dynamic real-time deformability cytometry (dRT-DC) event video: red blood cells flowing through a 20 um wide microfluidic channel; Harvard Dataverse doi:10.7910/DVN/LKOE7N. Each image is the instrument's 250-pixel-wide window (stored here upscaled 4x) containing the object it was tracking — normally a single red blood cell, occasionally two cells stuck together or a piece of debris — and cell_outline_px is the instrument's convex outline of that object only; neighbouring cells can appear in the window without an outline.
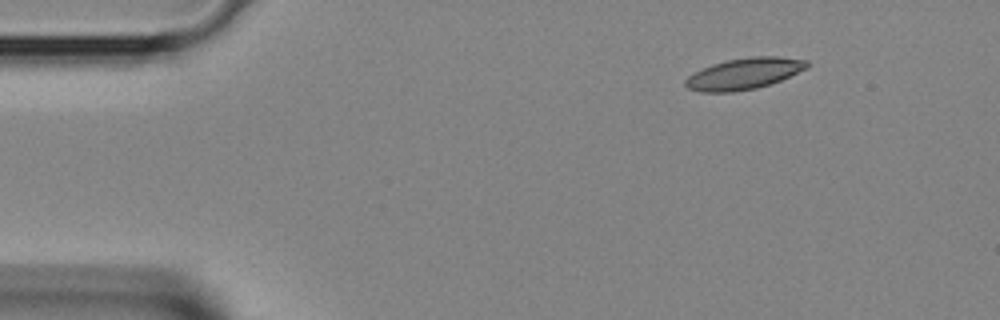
{"species": "Egyptian fruit bat (a non-hibernating species)", "species_latin": "Rousettus aegyptiacus", "temperature_condition": "room temperature", "stored_images_in_passage": 3, "camera_frame_rate_fps": 3000, "um_per_image_px": 0.085, "animal": {"sex": "female"}, "frame": {"image": 1, "passage_image": 1, "time_ms": 0.0, "image_size_px": [1000, 320], "cell_outline_px": [[808, 68], [772, 84], [756, 88], [732, 92], [700, 92], [688, 88], [684, 84], [684, 80], [688, 76], [712, 64], [728, 60], [752, 56], [776, 56], [808, 60]], "centroid_in_image_um": [63.27, 6.26], "position_along_channel_um": 21.7, "area_um2": 22.14}}
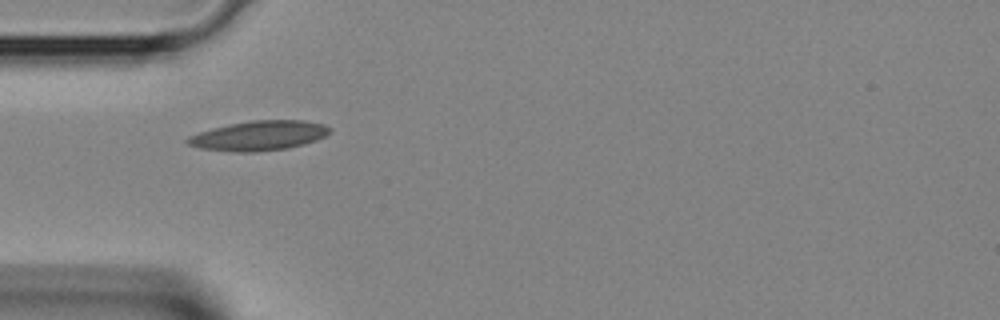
{"frame": {"image": 2, "passage_image": 3, "time_ms": 0.667, "image_size_px": [1000, 320], "cell_outline_px": [[332, 132], [316, 140], [304, 144], [288, 148], [256, 152], [232, 152], [200, 148], [188, 144], [184, 140], [188, 136], [212, 128], [252, 120], [304, 120], [324, 124], [332, 128]], "centroid_in_image_um": [22.03, 11.53], "position_along_channel_um": 63.0, "area_um2": 24.68}}